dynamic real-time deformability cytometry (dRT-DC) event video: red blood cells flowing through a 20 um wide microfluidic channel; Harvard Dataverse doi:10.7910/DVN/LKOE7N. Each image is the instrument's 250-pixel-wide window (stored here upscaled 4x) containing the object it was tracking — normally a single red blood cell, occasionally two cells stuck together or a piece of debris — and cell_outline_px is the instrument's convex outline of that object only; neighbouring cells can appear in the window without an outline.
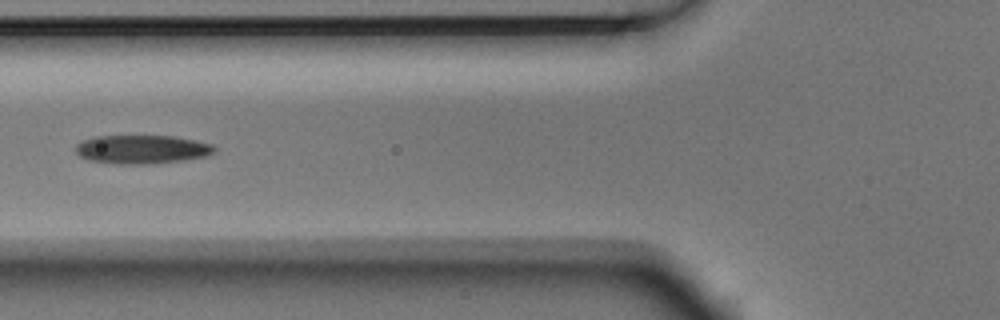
{"species": "Egyptian fruit bat (a non-hibernating species)", "species_latin": "Rousettus aegyptiacus", "temperature_condition": "room temperature", "stored_images_in_passage": 5, "camera_frame_rate_fps": 3000, "um_per_image_px": 0.085, "animal": {"sex": "male"}, "frame": {"image": 1, "passage_image": 5, "time_ms": 1.333, "image_size_px": [1000, 320], "cell_outline_px": [[216, 152], [208, 156], [184, 160], [148, 164], [116, 164], [88, 160], [80, 156], [76, 152], [76, 144], [80, 140], [96, 136], [172, 136], [196, 140], [212, 144], [216, 148]], "centroid_in_image_um": [12.07, 12.69], "position_along_channel_um": 113.7, "area_um2": 23.41}}